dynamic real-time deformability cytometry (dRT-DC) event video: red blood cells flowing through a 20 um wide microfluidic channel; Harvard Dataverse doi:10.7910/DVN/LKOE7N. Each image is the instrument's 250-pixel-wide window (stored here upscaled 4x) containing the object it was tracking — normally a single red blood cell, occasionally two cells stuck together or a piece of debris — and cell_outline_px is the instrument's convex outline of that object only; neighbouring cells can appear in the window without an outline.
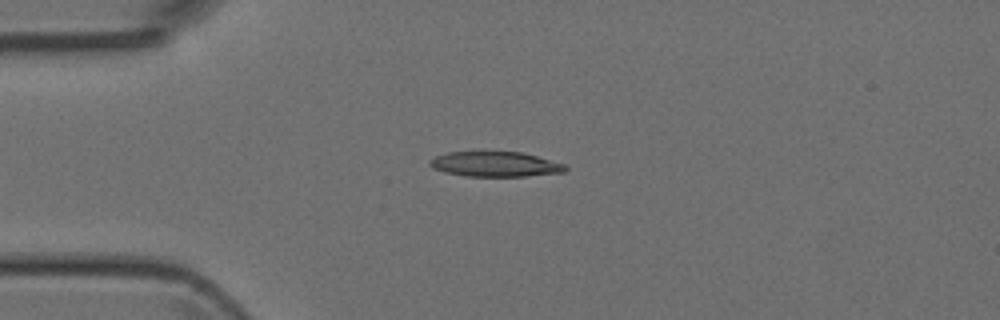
{"species": "Egyptian fruit bat (a non-hibernating species)", "species_latin": "Rousettus aegyptiacus", "temperature_condition": "room temperature", "stored_images_in_passage": 33, "camera_frame_rate_fps": 3000, "um_per_image_px": 0.085, "animal": {"sex": "female"}, "frame": {"image": 1, "passage_image": 1, "time_ms": 0.0, "image_size_px": [1000, 320], "cell_outline_px": [[568, 168], [564, 172], [524, 176], [464, 176], [444, 172], [432, 168], [428, 164], [428, 160], [436, 156], [448, 152], [520, 152], [536, 156], [564, 164]], "centroid_in_image_um": [42.04, 13.96], "position_along_channel_um": 43.0, "area_um2": 19.65}}
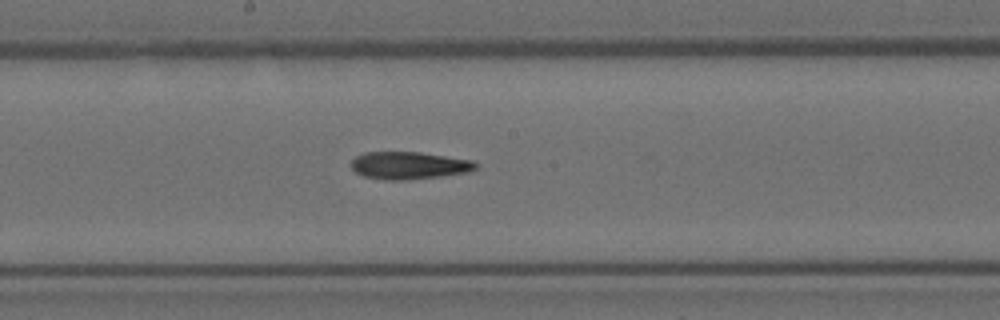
{"frame": {"image": 2, "passage_image": 15, "time_ms": 4.667, "image_size_px": [1000, 320], "cell_outline_px": [[480, 164], [476, 168], [468, 172], [440, 176], [404, 180], [384, 180], [364, 176], [356, 172], [352, 168], [352, 160], [356, 156], [364, 152], [420, 152], [472, 160]], "centroid_in_image_um": [34.78, 14.06], "position_along_channel_um": 213.4, "area_um2": 19.88}}
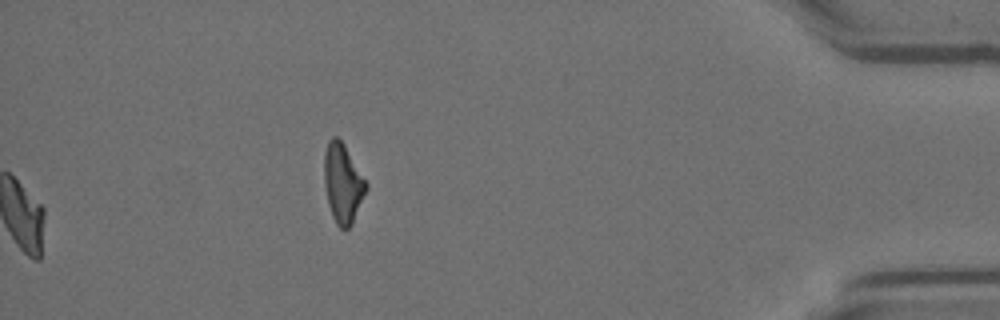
{"frame": {"image": 3, "passage_image": 33, "time_ms": 10.667, "image_size_px": [1000, 320], "cell_outline_px": [[368, 188], [352, 224], [348, 228], [340, 228], [336, 224], [332, 216], [328, 204], [324, 184], [324, 152], [328, 140], [332, 136], [336, 136], [344, 144], [368, 184]], "centroid_in_image_um": [29.13, 15.57], "position_along_channel_um": 406.1, "area_um2": 19.42}}